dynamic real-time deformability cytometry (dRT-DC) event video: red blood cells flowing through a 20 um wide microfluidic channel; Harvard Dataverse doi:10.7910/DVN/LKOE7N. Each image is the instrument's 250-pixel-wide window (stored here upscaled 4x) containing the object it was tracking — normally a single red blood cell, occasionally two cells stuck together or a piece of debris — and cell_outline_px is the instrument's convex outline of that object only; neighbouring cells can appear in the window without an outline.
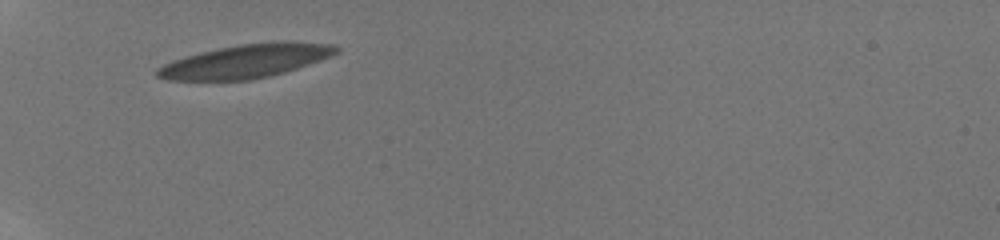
{"species": "human", "species_latin": "Homo sapiens", "temperature_condition": "room temperature", "stored_images_in_passage": 70, "camera_frame_rate_fps": 3000, "um_per_image_px": 0.085, "donor": {"sex": "male"}, "frame": {"image": 1, "passage_image": 1, "time_ms": 0.0, "image_size_px": [1000, 240], "cell_outline_px": [[340, 48], [336, 52], [328, 56], [308, 64], [284, 72], [252, 80], [168, 80], [156, 76], [156, 72], [164, 64], [188, 56], [220, 48], [244, 44], [328, 44]], "centroid_in_image_um": [20.78, 5.26], "position_along_channel_um": 64.2, "area_um2": 32.89}}
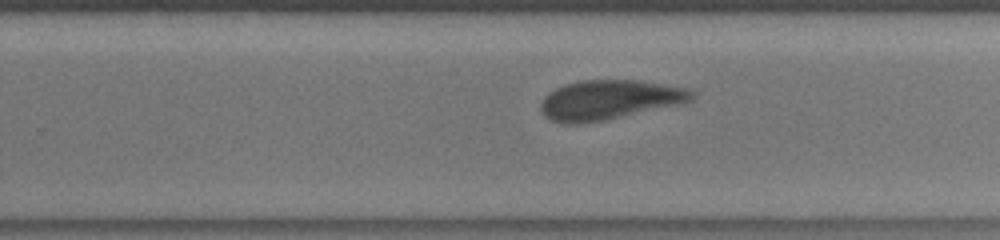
{"frame": {"image": 2, "passage_image": 40, "time_ms": 6.0, "image_size_px": [1000, 240], "cell_outline_px": [[692, 100], [684, 104], [580, 124], [564, 124], [548, 120], [540, 112], [540, 104], [544, 96], [548, 92], [564, 84], [580, 80], [636, 80], [684, 88], [692, 92]], "centroid_in_image_um": [51.7, 8.5], "position_along_channel_um": 278.1, "area_um2": 34.74}}
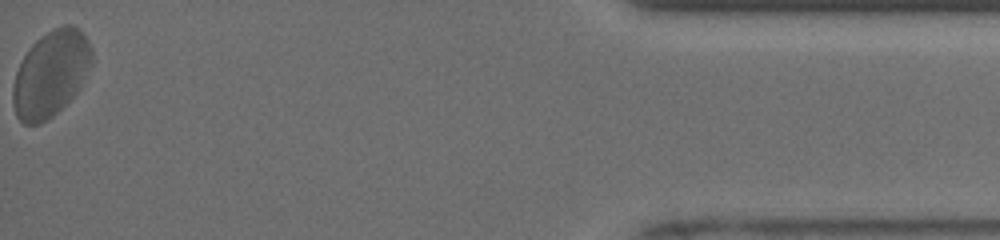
{"frame": {"image": 3, "passage_image": 70, "time_ms": 11.667, "image_size_px": [1000, 240], "cell_outline_px": [[92, 60], [80, 88], [52, 116], [40, 124], [24, 124], [16, 116], [12, 104], [12, 88], [16, 72], [24, 56], [32, 44], [40, 36], [52, 28], [64, 24], [72, 24], [80, 28], [84, 32], [92, 48]], "centroid_in_image_um": [4.31, 6.23], "position_along_channel_um": 430.9, "area_um2": 39.59}, "authors_computed_cell_mechanics": {"area_um2": 34.9112, "velocity_mm_per_s": 3.8609, "shape_relaxation_time_tau1_ms": 4.8038, "shape_relaxation_time_tau2_ms": 0.9555, "deformation_change_tau1": 0.1236, "deformation_change_tau2": 0.0561}}